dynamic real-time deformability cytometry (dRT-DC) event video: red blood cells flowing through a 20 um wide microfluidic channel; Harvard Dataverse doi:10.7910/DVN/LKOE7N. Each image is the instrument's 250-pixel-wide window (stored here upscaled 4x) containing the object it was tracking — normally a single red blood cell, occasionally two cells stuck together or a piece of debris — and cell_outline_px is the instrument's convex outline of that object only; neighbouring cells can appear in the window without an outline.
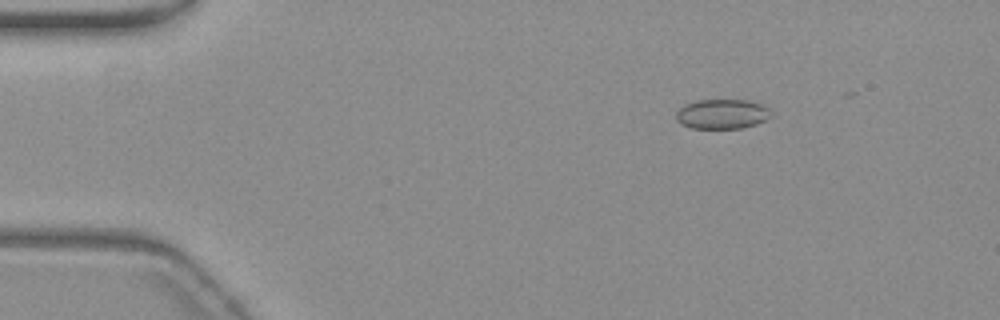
{"species": "common noctule bat (a hibernating species)", "species_latin": "Nyctalus noctula", "temperature_condition": "warm", "stored_images_in_passage": 29, "camera_frame_rate_fps": 3000, "um_per_image_px": 0.085, "animal": {"sex": "female", "body_mass_g": 19.3, "forearm_length_mm": 54.1}, "frame": {"image": 1, "passage_image": 9, "time_ms": 2.667, "image_size_px": [1000, 320], "cell_outline_px": [[772, 116], [756, 124], [740, 128], [692, 128], [676, 120], [676, 112], [684, 104], [700, 100], [748, 100], [764, 104], [768, 108]], "centroid_in_image_um": [61.4, 9.68], "position_along_channel_um": 23.6, "area_um2": 16.36}}
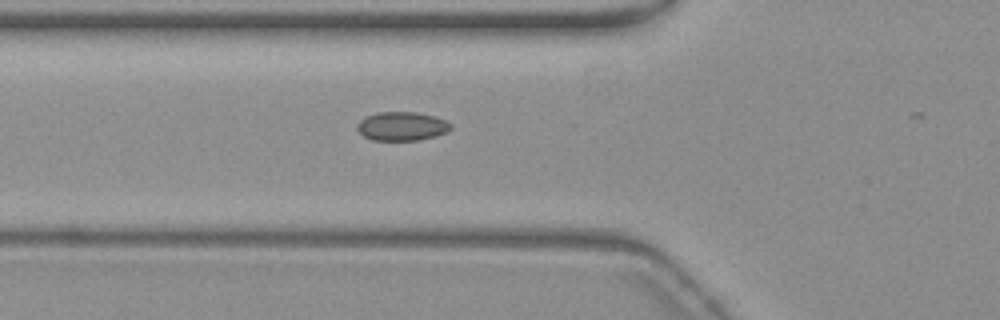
{"frame": {"image": 2, "passage_image": 21, "time_ms": 6.667, "image_size_px": [1000, 320], "cell_outline_px": [[452, 128], [448, 132], [436, 136], [416, 140], [372, 140], [364, 136], [356, 128], [356, 124], [364, 116], [376, 112], [416, 112], [436, 116], [452, 124]], "centroid_in_image_um": [34.16, 10.72], "position_along_channel_um": 91.6, "area_um2": 15.9}}
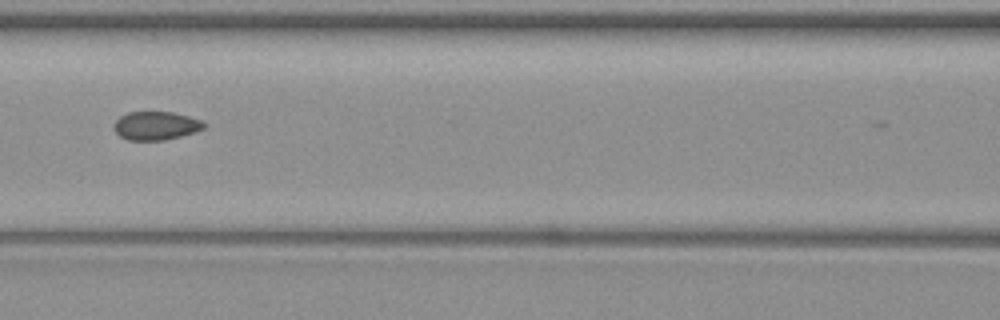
{"frame": {"image": 3, "passage_image": 26, "time_ms": 8.333, "image_size_px": [1000, 320], "cell_outline_px": [[204, 128], [180, 136], [164, 140], [128, 140], [120, 136], [116, 132], [112, 124], [120, 116], [128, 112], [172, 112], [188, 116], [200, 120], [204, 124]], "centroid_in_image_um": [13.19, 10.68], "position_along_channel_um": 153.4, "area_um2": 14.74}}